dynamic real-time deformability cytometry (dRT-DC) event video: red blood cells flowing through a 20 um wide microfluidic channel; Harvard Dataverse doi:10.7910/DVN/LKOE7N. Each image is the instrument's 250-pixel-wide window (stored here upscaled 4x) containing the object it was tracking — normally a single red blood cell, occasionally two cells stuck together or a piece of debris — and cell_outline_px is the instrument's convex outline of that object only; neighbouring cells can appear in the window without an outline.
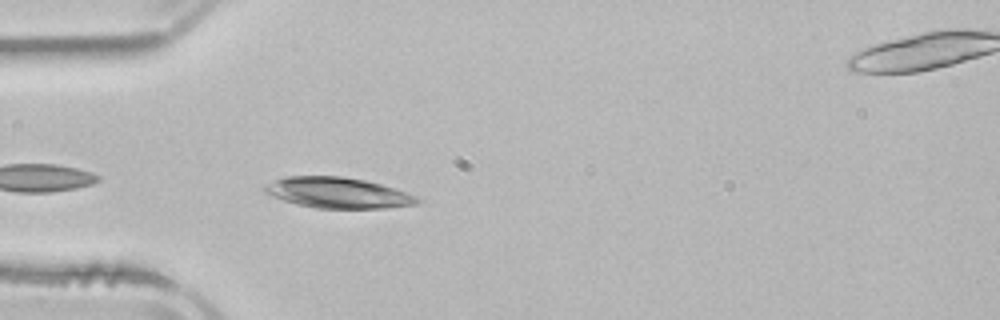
{"species": "common noctule bat (a hibernating species)", "species_latin": "Nyctalus noctula", "temperature_condition": "room temperature", "stored_images_in_passage": 5, "camera_frame_rate_fps": 3000, "um_per_image_px": 0.085, "animal": {"sex": "male", "body_mass_g": 21.5, "forearm_length_mm": 52.0}, "frame": {"image": 1, "passage_image": 4, "time_ms": 3.667, "image_size_px": [1000, 320], "cell_outline_px": [[424, 200], [420, 204], [384, 208], [316, 208], [296, 204], [272, 196], [264, 192], [260, 188], [264, 184], [272, 180], [284, 176], [344, 176], [364, 180], [380, 184], [416, 196]], "centroid_in_image_um": [28.67, 16.38], "position_along_channel_um": 56.3, "area_um2": 27.51}}